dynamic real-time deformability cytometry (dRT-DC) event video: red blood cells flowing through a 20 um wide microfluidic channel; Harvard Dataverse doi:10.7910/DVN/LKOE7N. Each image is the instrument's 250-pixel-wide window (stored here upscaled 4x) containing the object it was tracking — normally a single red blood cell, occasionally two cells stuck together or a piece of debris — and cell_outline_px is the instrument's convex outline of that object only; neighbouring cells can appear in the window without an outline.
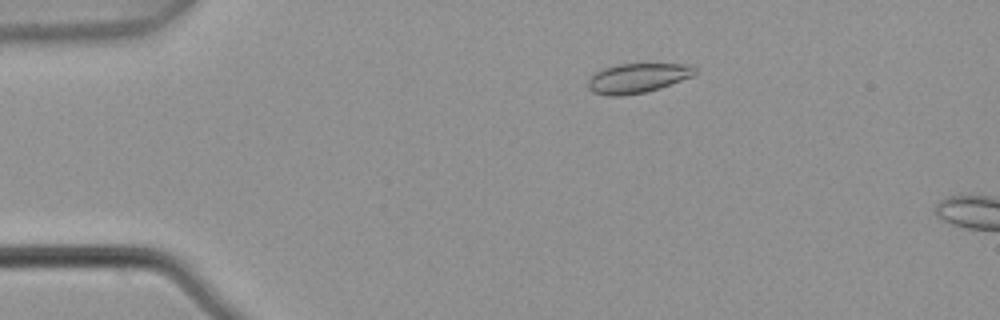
{"species": "common noctule bat (a hibernating species)", "species_latin": "Nyctalus noctula", "temperature_condition": "warm", "stored_images_in_passage": 4, "camera_frame_rate_fps": 3000, "um_per_image_px": 0.085, "animal": {"sex": "male", "body_mass_g": 21.5, "forearm_length_mm": 52.0}, "frame": {"image": 1, "passage_image": 3, "time_ms": 0.667, "image_size_px": [1000, 320], "cell_outline_px": [[696, 72], [692, 76], [660, 88], [644, 92], [620, 96], [608, 96], [592, 92], [588, 88], [588, 80], [596, 72], [604, 68], [616, 64], [692, 64], [696, 68]], "centroid_in_image_um": [54.18, 6.63], "position_along_channel_um": 30.8, "area_um2": 18.38}}